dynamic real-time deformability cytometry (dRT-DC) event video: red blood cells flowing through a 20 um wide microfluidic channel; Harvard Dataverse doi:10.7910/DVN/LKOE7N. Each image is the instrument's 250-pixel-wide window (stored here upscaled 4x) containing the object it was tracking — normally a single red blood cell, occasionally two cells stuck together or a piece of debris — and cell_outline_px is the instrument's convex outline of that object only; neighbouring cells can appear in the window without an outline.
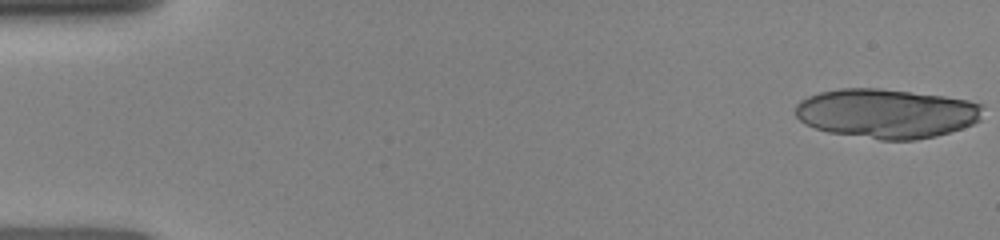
{"species": "human", "species_latin": "Homo sapiens", "temperature_condition": "room temperature", "stored_images_in_passage": 10, "segment_of_instrument_passage": [1, 2], "camera_frame_rate_fps": 3000, "um_per_image_px": 0.085, "donor": {"sex": "female"}, "frame": {"image": 1, "passage_image": 1, "time_ms": 0.0, "image_size_px": [1000, 240], "cell_outline_px": [[984, 104], [980, 120], [972, 124], [936, 136], [916, 140], [880, 140], [828, 132], [804, 124], [796, 116], [796, 104], [800, 100], [808, 96], [820, 92], [840, 88], [880, 88], [944, 96], [968, 100]], "centroid_in_image_um": [75.35, 9.64], "position_along_channel_um": 9.7, "area_um2": 54.16}}